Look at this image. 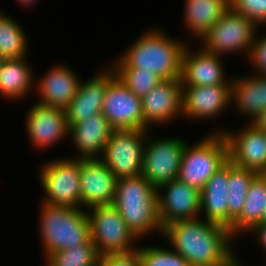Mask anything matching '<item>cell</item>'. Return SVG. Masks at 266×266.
I'll use <instances>...</instances> for the list:
<instances>
[{
  "instance_id": "obj_6",
  "label": "cell",
  "mask_w": 266,
  "mask_h": 266,
  "mask_svg": "<svg viewBox=\"0 0 266 266\" xmlns=\"http://www.w3.org/2000/svg\"><path fill=\"white\" fill-rule=\"evenodd\" d=\"M86 211L91 240L99 255L126 254L137 250L134 242L139 238L126 225L112 204L95 206Z\"/></svg>"
},
{
  "instance_id": "obj_20",
  "label": "cell",
  "mask_w": 266,
  "mask_h": 266,
  "mask_svg": "<svg viewBox=\"0 0 266 266\" xmlns=\"http://www.w3.org/2000/svg\"><path fill=\"white\" fill-rule=\"evenodd\" d=\"M77 77L72 68L63 64L54 65L34 81L40 98L37 103L65 110L78 93L81 79Z\"/></svg>"
},
{
  "instance_id": "obj_40",
  "label": "cell",
  "mask_w": 266,
  "mask_h": 266,
  "mask_svg": "<svg viewBox=\"0 0 266 266\" xmlns=\"http://www.w3.org/2000/svg\"><path fill=\"white\" fill-rule=\"evenodd\" d=\"M46 265L45 266H54L48 259H45Z\"/></svg>"
},
{
  "instance_id": "obj_16",
  "label": "cell",
  "mask_w": 266,
  "mask_h": 266,
  "mask_svg": "<svg viewBox=\"0 0 266 266\" xmlns=\"http://www.w3.org/2000/svg\"><path fill=\"white\" fill-rule=\"evenodd\" d=\"M26 131L33 146L42 150L69 136L65 110L36 103L28 110Z\"/></svg>"
},
{
  "instance_id": "obj_2",
  "label": "cell",
  "mask_w": 266,
  "mask_h": 266,
  "mask_svg": "<svg viewBox=\"0 0 266 266\" xmlns=\"http://www.w3.org/2000/svg\"><path fill=\"white\" fill-rule=\"evenodd\" d=\"M186 45L160 29L149 30L141 34L111 68H138L156 74L162 80L180 79Z\"/></svg>"
},
{
  "instance_id": "obj_37",
  "label": "cell",
  "mask_w": 266,
  "mask_h": 266,
  "mask_svg": "<svg viewBox=\"0 0 266 266\" xmlns=\"http://www.w3.org/2000/svg\"><path fill=\"white\" fill-rule=\"evenodd\" d=\"M21 5L23 4V6L27 7V6H32L35 4V2L37 3L38 0H17Z\"/></svg>"
},
{
  "instance_id": "obj_26",
  "label": "cell",
  "mask_w": 266,
  "mask_h": 266,
  "mask_svg": "<svg viewBox=\"0 0 266 266\" xmlns=\"http://www.w3.org/2000/svg\"><path fill=\"white\" fill-rule=\"evenodd\" d=\"M26 58L5 59L0 70V97L15 101L26 97L34 87L33 71Z\"/></svg>"
},
{
  "instance_id": "obj_35",
  "label": "cell",
  "mask_w": 266,
  "mask_h": 266,
  "mask_svg": "<svg viewBox=\"0 0 266 266\" xmlns=\"http://www.w3.org/2000/svg\"><path fill=\"white\" fill-rule=\"evenodd\" d=\"M249 232L251 234L255 233L258 239L257 241L260 243V246L264 248L266 253V222L255 225Z\"/></svg>"
},
{
  "instance_id": "obj_17",
  "label": "cell",
  "mask_w": 266,
  "mask_h": 266,
  "mask_svg": "<svg viewBox=\"0 0 266 266\" xmlns=\"http://www.w3.org/2000/svg\"><path fill=\"white\" fill-rule=\"evenodd\" d=\"M231 80L226 85L182 86L183 116L209 119L221 114L231 104Z\"/></svg>"
},
{
  "instance_id": "obj_31",
  "label": "cell",
  "mask_w": 266,
  "mask_h": 266,
  "mask_svg": "<svg viewBox=\"0 0 266 266\" xmlns=\"http://www.w3.org/2000/svg\"><path fill=\"white\" fill-rule=\"evenodd\" d=\"M142 266H190L188 262L174 250L159 247H138Z\"/></svg>"
},
{
  "instance_id": "obj_32",
  "label": "cell",
  "mask_w": 266,
  "mask_h": 266,
  "mask_svg": "<svg viewBox=\"0 0 266 266\" xmlns=\"http://www.w3.org/2000/svg\"><path fill=\"white\" fill-rule=\"evenodd\" d=\"M230 9L258 25L266 24V0H229Z\"/></svg>"
},
{
  "instance_id": "obj_11",
  "label": "cell",
  "mask_w": 266,
  "mask_h": 266,
  "mask_svg": "<svg viewBox=\"0 0 266 266\" xmlns=\"http://www.w3.org/2000/svg\"><path fill=\"white\" fill-rule=\"evenodd\" d=\"M101 113L114 130H144L141 98L117 77L107 86Z\"/></svg>"
},
{
  "instance_id": "obj_21",
  "label": "cell",
  "mask_w": 266,
  "mask_h": 266,
  "mask_svg": "<svg viewBox=\"0 0 266 266\" xmlns=\"http://www.w3.org/2000/svg\"><path fill=\"white\" fill-rule=\"evenodd\" d=\"M114 129L102 113L69 127V136L78 150L75 159L100 158Z\"/></svg>"
},
{
  "instance_id": "obj_8",
  "label": "cell",
  "mask_w": 266,
  "mask_h": 266,
  "mask_svg": "<svg viewBox=\"0 0 266 266\" xmlns=\"http://www.w3.org/2000/svg\"><path fill=\"white\" fill-rule=\"evenodd\" d=\"M56 159L40 169L39 178L46 194L42 202L81 208L80 159Z\"/></svg>"
},
{
  "instance_id": "obj_13",
  "label": "cell",
  "mask_w": 266,
  "mask_h": 266,
  "mask_svg": "<svg viewBox=\"0 0 266 266\" xmlns=\"http://www.w3.org/2000/svg\"><path fill=\"white\" fill-rule=\"evenodd\" d=\"M200 198L199 190L178 178L158 187V215L162 227L176 221L200 217Z\"/></svg>"
},
{
  "instance_id": "obj_19",
  "label": "cell",
  "mask_w": 266,
  "mask_h": 266,
  "mask_svg": "<svg viewBox=\"0 0 266 266\" xmlns=\"http://www.w3.org/2000/svg\"><path fill=\"white\" fill-rule=\"evenodd\" d=\"M116 77L112 68L81 82L78 93L65 109L68 127L101 113L108 84Z\"/></svg>"
},
{
  "instance_id": "obj_23",
  "label": "cell",
  "mask_w": 266,
  "mask_h": 266,
  "mask_svg": "<svg viewBox=\"0 0 266 266\" xmlns=\"http://www.w3.org/2000/svg\"><path fill=\"white\" fill-rule=\"evenodd\" d=\"M231 102H234L238 113L249 116L250 123H253L266 110V75L233 78Z\"/></svg>"
},
{
  "instance_id": "obj_7",
  "label": "cell",
  "mask_w": 266,
  "mask_h": 266,
  "mask_svg": "<svg viewBox=\"0 0 266 266\" xmlns=\"http://www.w3.org/2000/svg\"><path fill=\"white\" fill-rule=\"evenodd\" d=\"M257 27L250 19L229 8L200 39L201 47L218 56L245 52L248 58Z\"/></svg>"
},
{
  "instance_id": "obj_33",
  "label": "cell",
  "mask_w": 266,
  "mask_h": 266,
  "mask_svg": "<svg viewBox=\"0 0 266 266\" xmlns=\"http://www.w3.org/2000/svg\"><path fill=\"white\" fill-rule=\"evenodd\" d=\"M255 74L266 75V34L256 36L248 55Z\"/></svg>"
},
{
  "instance_id": "obj_4",
  "label": "cell",
  "mask_w": 266,
  "mask_h": 266,
  "mask_svg": "<svg viewBox=\"0 0 266 266\" xmlns=\"http://www.w3.org/2000/svg\"><path fill=\"white\" fill-rule=\"evenodd\" d=\"M40 209L39 234L42 238L44 258L79 244H94L86 210L43 202Z\"/></svg>"
},
{
  "instance_id": "obj_38",
  "label": "cell",
  "mask_w": 266,
  "mask_h": 266,
  "mask_svg": "<svg viewBox=\"0 0 266 266\" xmlns=\"http://www.w3.org/2000/svg\"><path fill=\"white\" fill-rule=\"evenodd\" d=\"M266 222V198H265V206L263 211V223Z\"/></svg>"
},
{
  "instance_id": "obj_12",
  "label": "cell",
  "mask_w": 266,
  "mask_h": 266,
  "mask_svg": "<svg viewBox=\"0 0 266 266\" xmlns=\"http://www.w3.org/2000/svg\"><path fill=\"white\" fill-rule=\"evenodd\" d=\"M239 131H228L220 128L228 145L229 160L236 166L266 174V132L259 130L248 122Z\"/></svg>"
},
{
  "instance_id": "obj_18",
  "label": "cell",
  "mask_w": 266,
  "mask_h": 266,
  "mask_svg": "<svg viewBox=\"0 0 266 266\" xmlns=\"http://www.w3.org/2000/svg\"><path fill=\"white\" fill-rule=\"evenodd\" d=\"M221 56L202 48L191 51L186 45L182 55V86L226 85L230 80L225 77ZM225 72V73H224Z\"/></svg>"
},
{
  "instance_id": "obj_41",
  "label": "cell",
  "mask_w": 266,
  "mask_h": 266,
  "mask_svg": "<svg viewBox=\"0 0 266 266\" xmlns=\"http://www.w3.org/2000/svg\"><path fill=\"white\" fill-rule=\"evenodd\" d=\"M235 266H242L240 261H238V263Z\"/></svg>"
},
{
  "instance_id": "obj_29",
  "label": "cell",
  "mask_w": 266,
  "mask_h": 266,
  "mask_svg": "<svg viewBox=\"0 0 266 266\" xmlns=\"http://www.w3.org/2000/svg\"><path fill=\"white\" fill-rule=\"evenodd\" d=\"M99 256L94 244H79L54 252L47 259L54 266H97Z\"/></svg>"
},
{
  "instance_id": "obj_28",
  "label": "cell",
  "mask_w": 266,
  "mask_h": 266,
  "mask_svg": "<svg viewBox=\"0 0 266 266\" xmlns=\"http://www.w3.org/2000/svg\"><path fill=\"white\" fill-rule=\"evenodd\" d=\"M27 35L16 20L0 13V56L4 59L25 58L28 55Z\"/></svg>"
},
{
  "instance_id": "obj_22",
  "label": "cell",
  "mask_w": 266,
  "mask_h": 266,
  "mask_svg": "<svg viewBox=\"0 0 266 266\" xmlns=\"http://www.w3.org/2000/svg\"><path fill=\"white\" fill-rule=\"evenodd\" d=\"M229 160L221 166L200 191V213L205 220L228 228Z\"/></svg>"
},
{
  "instance_id": "obj_9",
  "label": "cell",
  "mask_w": 266,
  "mask_h": 266,
  "mask_svg": "<svg viewBox=\"0 0 266 266\" xmlns=\"http://www.w3.org/2000/svg\"><path fill=\"white\" fill-rule=\"evenodd\" d=\"M144 145L142 176L153 187L178 178L186 141L181 138L149 137Z\"/></svg>"
},
{
  "instance_id": "obj_3",
  "label": "cell",
  "mask_w": 266,
  "mask_h": 266,
  "mask_svg": "<svg viewBox=\"0 0 266 266\" xmlns=\"http://www.w3.org/2000/svg\"><path fill=\"white\" fill-rule=\"evenodd\" d=\"M112 205L119 211L126 225L139 238L163 227L158 215L157 188L142 174L117 180Z\"/></svg>"
},
{
  "instance_id": "obj_39",
  "label": "cell",
  "mask_w": 266,
  "mask_h": 266,
  "mask_svg": "<svg viewBox=\"0 0 266 266\" xmlns=\"http://www.w3.org/2000/svg\"><path fill=\"white\" fill-rule=\"evenodd\" d=\"M4 61L5 59L0 56V70H1V67L3 66Z\"/></svg>"
},
{
  "instance_id": "obj_24",
  "label": "cell",
  "mask_w": 266,
  "mask_h": 266,
  "mask_svg": "<svg viewBox=\"0 0 266 266\" xmlns=\"http://www.w3.org/2000/svg\"><path fill=\"white\" fill-rule=\"evenodd\" d=\"M184 22L191 35L200 40L230 8L229 0H185Z\"/></svg>"
},
{
  "instance_id": "obj_34",
  "label": "cell",
  "mask_w": 266,
  "mask_h": 266,
  "mask_svg": "<svg viewBox=\"0 0 266 266\" xmlns=\"http://www.w3.org/2000/svg\"><path fill=\"white\" fill-rule=\"evenodd\" d=\"M97 266H142L138 251L126 254L100 255Z\"/></svg>"
},
{
  "instance_id": "obj_27",
  "label": "cell",
  "mask_w": 266,
  "mask_h": 266,
  "mask_svg": "<svg viewBox=\"0 0 266 266\" xmlns=\"http://www.w3.org/2000/svg\"><path fill=\"white\" fill-rule=\"evenodd\" d=\"M257 174L256 171L236 166L229 160L228 229L240 216L250 183Z\"/></svg>"
},
{
  "instance_id": "obj_5",
  "label": "cell",
  "mask_w": 266,
  "mask_h": 266,
  "mask_svg": "<svg viewBox=\"0 0 266 266\" xmlns=\"http://www.w3.org/2000/svg\"><path fill=\"white\" fill-rule=\"evenodd\" d=\"M228 160V145L223 133L208 134L195 145L186 143L178 179L201 191Z\"/></svg>"
},
{
  "instance_id": "obj_14",
  "label": "cell",
  "mask_w": 266,
  "mask_h": 266,
  "mask_svg": "<svg viewBox=\"0 0 266 266\" xmlns=\"http://www.w3.org/2000/svg\"><path fill=\"white\" fill-rule=\"evenodd\" d=\"M144 130L154 124H165L183 116L182 83L180 79L162 80L142 99ZM151 126V127H150Z\"/></svg>"
},
{
  "instance_id": "obj_36",
  "label": "cell",
  "mask_w": 266,
  "mask_h": 266,
  "mask_svg": "<svg viewBox=\"0 0 266 266\" xmlns=\"http://www.w3.org/2000/svg\"><path fill=\"white\" fill-rule=\"evenodd\" d=\"M252 124H254L259 130L266 132V110L260 114Z\"/></svg>"
},
{
  "instance_id": "obj_25",
  "label": "cell",
  "mask_w": 266,
  "mask_h": 266,
  "mask_svg": "<svg viewBox=\"0 0 266 266\" xmlns=\"http://www.w3.org/2000/svg\"><path fill=\"white\" fill-rule=\"evenodd\" d=\"M265 198L266 174H257L250 183L240 216L229 229L233 237L240 234L239 232H249L255 225L263 223Z\"/></svg>"
},
{
  "instance_id": "obj_10",
  "label": "cell",
  "mask_w": 266,
  "mask_h": 266,
  "mask_svg": "<svg viewBox=\"0 0 266 266\" xmlns=\"http://www.w3.org/2000/svg\"><path fill=\"white\" fill-rule=\"evenodd\" d=\"M147 131L134 129L112 132L100 158L117 179L142 174Z\"/></svg>"
},
{
  "instance_id": "obj_1",
  "label": "cell",
  "mask_w": 266,
  "mask_h": 266,
  "mask_svg": "<svg viewBox=\"0 0 266 266\" xmlns=\"http://www.w3.org/2000/svg\"><path fill=\"white\" fill-rule=\"evenodd\" d=\"M161 235L190 266H235L239 261L229 229L203 218L167 224Z\"/></svg>"
},
{
  "instance_id": "obj_30",
  "label": "cell",
  "mask_w": 266,
  "mask_h": 266,
  "mask_svg": "<svg viewBox=\"0 0 266 266\" xmlns=\"http://www.w3.org/2000/svg\"><path fill=\"white\" fill-rule=\"evenodd\" d=\"M112 69L119 81L141 99L162 81L156 74L138 68Z\"/></svg>"
},
{
  "instance_id": "obj_15",
  "label": "cell",
  "mask_w": 266,
  "mask_h": 266,
  "mask_svg": "<svg viewBox=\"0 0 266 266\" xmlns=\"http://www.w3.org/2000/svg\"><path fill=\"white\" fill-rule=\"evenodd\" d=\"M117 180L101 158L80 159L81 208L112 204Z\"/></svg>"
}]
</instances>
